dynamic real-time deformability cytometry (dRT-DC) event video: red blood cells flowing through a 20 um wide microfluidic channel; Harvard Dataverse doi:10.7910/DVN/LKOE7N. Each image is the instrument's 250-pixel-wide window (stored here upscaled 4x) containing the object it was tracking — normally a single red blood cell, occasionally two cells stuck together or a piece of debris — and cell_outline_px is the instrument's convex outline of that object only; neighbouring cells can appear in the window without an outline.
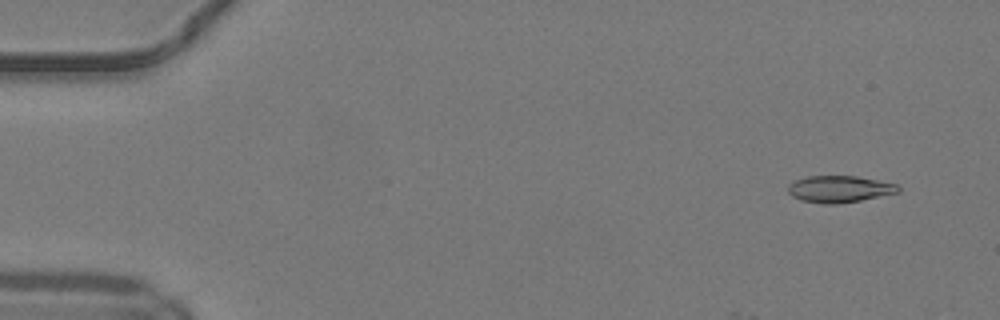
{"species": "common noctule bat (a hibernating species)", "species_latin": "Nyctalus noctula", "temperature_condition": "warm", "stored_images_in_passage": 13, "camera_frame_rate_fps": 3000, "um_per_image_px": 0.085, "animal": {"sex": "male", "body_mass_g": 19.2, "forearm_length_mm": 51.8}, "frame": {"image": 1, "passage_image": 4, "time_ms": 1.0, "image_size_px": [1000, 320], "cell_outline_px": [[900, 192], [860, 200], [836, 204], [824, 204], [800, 200], [792, 196], [788, 192], [788, 184], [796, 180], [808, 176], [856, 176], [896, 184], [900, 188]], "centroid_in_image_um": [71.32, 16.07], "position_along_channel_um": 13.7, "area_um2": 17.05}}